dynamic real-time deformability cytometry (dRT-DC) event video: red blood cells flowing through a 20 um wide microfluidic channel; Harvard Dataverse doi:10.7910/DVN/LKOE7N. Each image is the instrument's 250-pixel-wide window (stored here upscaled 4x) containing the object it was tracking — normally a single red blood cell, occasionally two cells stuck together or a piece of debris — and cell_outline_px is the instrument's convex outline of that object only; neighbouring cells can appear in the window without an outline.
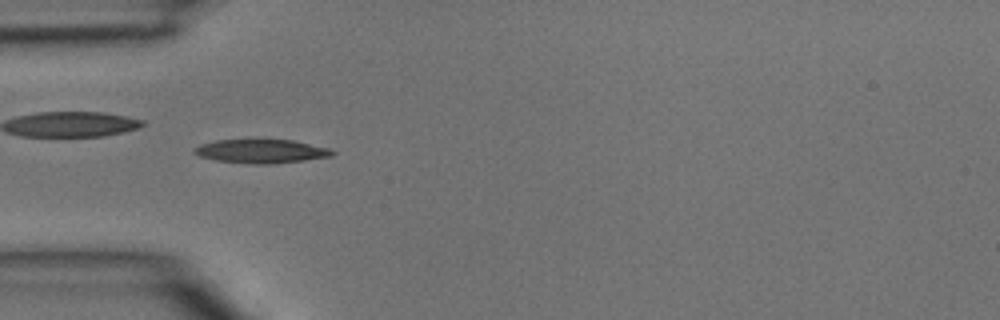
{"species": "common noctule bat (a hibernating species)", "species_latin": "Nyctalus noctula", "temperature_condition": "room temperature", "stored_images_in_passage": 1, "camera_frame_rate_fps": 3000, "um_per_image_px": 0.085, "animal": {"sex": "male", "body_mass_g": 15.6}, "frame": {"image": 1, "passage_image": 1, "time_ms": 0.0, "image_size_px": [1000, 320], "cell_outline_px": [[336, 152], [332, 156], [304, 160], [272, 164], [248, 164], [216, 160], [200, 156], [192, 152], [192, 148], [200, 144], [216, 140], [256, 136], [292, 140], [328, 148]], "centroid_in_image_um": [22.14, 12.8], "position_along_channel_um": 62.9, "area_um2": 20.17}}